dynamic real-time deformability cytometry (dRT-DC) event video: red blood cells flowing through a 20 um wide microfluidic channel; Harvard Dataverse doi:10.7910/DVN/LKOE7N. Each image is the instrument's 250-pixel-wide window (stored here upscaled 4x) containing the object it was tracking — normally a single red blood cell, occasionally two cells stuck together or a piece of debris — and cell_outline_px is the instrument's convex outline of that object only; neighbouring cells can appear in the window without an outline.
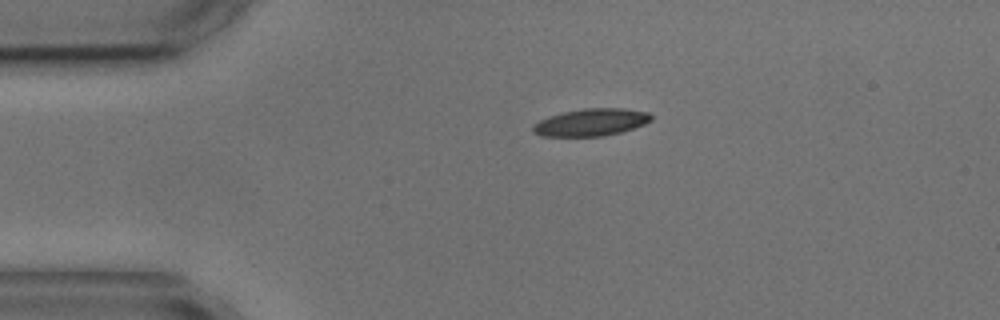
{"species": "common noctule bat (a hibernating species)", "species_latin": "Nyctalus noctula", "temperature_condition": "cold", "stored_images_in_passage": 2, "camera_frame_rate_fps": 3000, "um_per_image_px": 0.085, "animal": {"sex": "male", "body_mass_g": 17.9, "forearm_length_mm": 54.2}, "frame": {"image": 1, "passage_image": 1, "time_ms": 0.0, "image_size_px": [1000, 320], "cell_outline_px": [[652, 120], [644, 124], [620, 132], [604, 136], [540, 136], [532, 132], [532, 124], [548, 116], [564, 112], [584, 108], [624, 108], [648, 112], [652, 116]], "centroid_in_image_um": [50.21, 10.39], "position_along_channel_um": 34.8, "area_um2": 18.84}}